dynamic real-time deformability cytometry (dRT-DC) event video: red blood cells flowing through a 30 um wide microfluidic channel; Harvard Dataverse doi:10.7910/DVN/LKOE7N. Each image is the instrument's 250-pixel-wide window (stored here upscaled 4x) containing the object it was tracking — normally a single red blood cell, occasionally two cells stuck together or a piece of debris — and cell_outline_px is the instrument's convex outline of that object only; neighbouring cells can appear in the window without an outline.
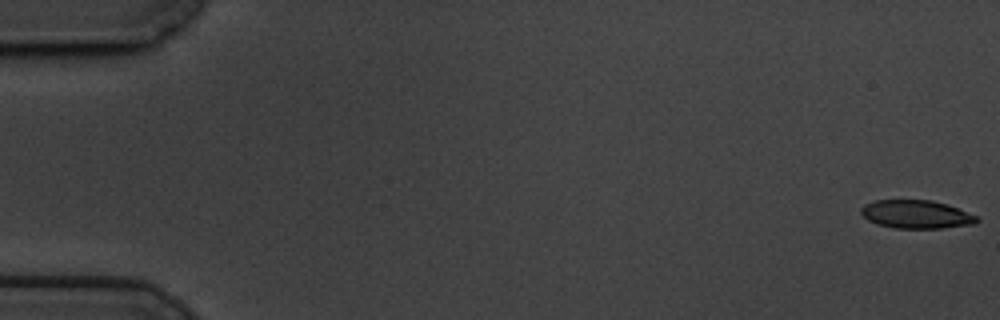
{"species": "common noctule bat (a hibernating species)", "species_latin": "Nyctalus noctula", "temperature_condition": "cold", "stored_images_in_passage": 59, "camera_frame_rate_fps": 3000, "um_per_image_px": 0.085, "animal": {"sex": "male", "body_mass_g": 19.5, "forearm_length_mm": 54.6}, "frame": {"image": 1, "passage_image": 1, "time_ms": 0.0, "image_size_px": [1000, 320], "cell_outline_px": [[980, 220], [976, 224], [940, 228], [892, 228], [876, 224], [868, 220], [860, 212], [860, 208], [864, 204], [876, 200], [932, 200], [948, 204], [976, 216]], "centroid_in_image_um": [77.87, 18.22], "position_along_channel_um": 7.1, "area_um2": 19.19}}
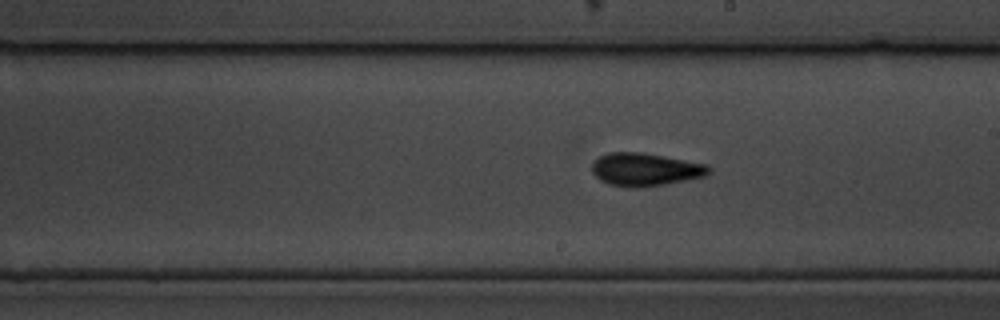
{"frame": {"image": 2, "passage_image": 34, "time_ms": 11.0, "image_size_px": [1000, 320], "cell_outline_px": [[712, 172], [704, 176], [664, 184], [640, 188], [628, 188], [608, 184], [600, 180], [592, 172], [592, 164], [600, 156], [608, 152], [640, 152], [708, 164], [712, 168]], "centroid_in_image_um": [54.85, 14.41], "position_along_channel_um": 234.2, "area_um2": 22.48}}
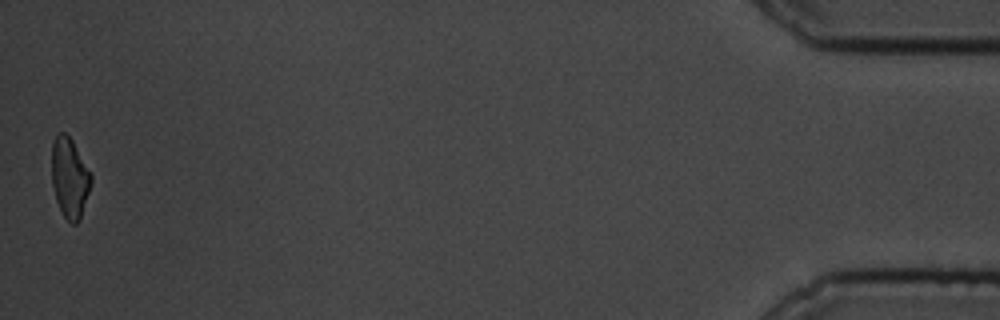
{"frame": {"image": 3, "passage_image": 59, "time_ms": 19.333, "image_size_px": [1000, 320], "cell_outline_px": [[92, 180], [80, 220], [76, 224], [72, 224], [64, 216], [56, 200], [52, 184], [52, 140], [60, 132], [64, 132], [72, 140], [92, 176]], "centroid_in_image_um": [5.91, 15.11], "position_along_channel_um": 429.3, "area_um2": 18.15}, "authors_computed_cell_mechanics": {"area_um2": 20.2878, "velocity_mm_per_s": 3.4218, "shape_relaxation_time_tau1_ms": 5.2484, "shape_relaxation_time_tau2_ms": 2.3687, "deformation_change_tau1": 0.1619, "deformation_change_tau2": 0.0957}}